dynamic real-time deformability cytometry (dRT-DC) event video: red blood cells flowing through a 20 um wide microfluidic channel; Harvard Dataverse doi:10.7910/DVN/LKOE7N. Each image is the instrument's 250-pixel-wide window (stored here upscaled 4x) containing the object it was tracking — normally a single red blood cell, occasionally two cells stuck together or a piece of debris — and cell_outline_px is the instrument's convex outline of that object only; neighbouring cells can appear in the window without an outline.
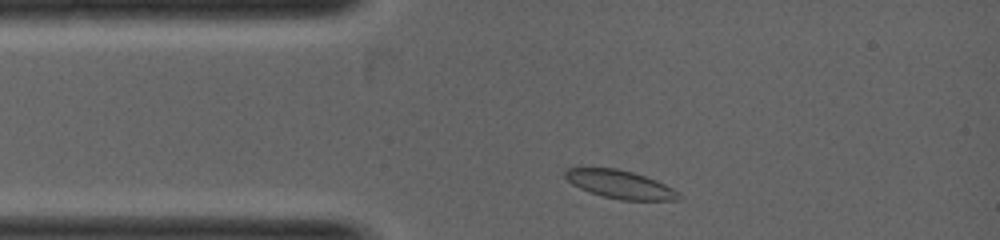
{"species": "common noctule bat (a hibernating species)", "species_latin": "Nyctalus noctula", "temperature_condition": "warm", "stored_images_in_passage": 4, "camera_frame_rate_fps": 5000, "um_per_image_px": 0.085, "animal": {"sex": "female", "body_mass_g": 19.0, "forearm_length_mm": 53.3}, "frame": {"image": 1, "passage_image": 1, "time_ms": 0.0, "image_size_px": [1000, 240], "cell_outline_px": [[684, 196], [680, 200], [620, 200], [588, 192], [572, 184], [564, 176], [564, 168], [580, 164], [616, 168], [632, 172], [656, 180], [672, 188]], "centroid_in_image_um": [52.6, 15.62], "position_along_channel_um": 32.4, "area_um2": 19.42}}
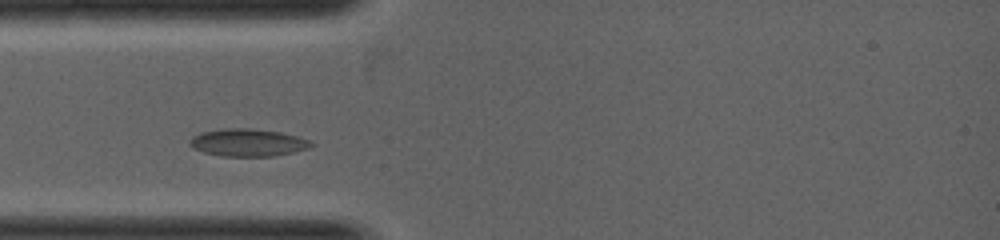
{"frame": {"image": 2, "passage_image": 3, "time_ms": 0.6, "image_size_px": [1000, 240], "cell_outline_px": [[316, 144], [312, 148], [276, 156], [220, 156], [204, 152], [192, 148], [188, 144], [188, 140], [192, 136], [200, 132], [224, 128], [248, 128], [280, 132], [296, 136], [308, 140]], "centroid_in_image_um": [21.05, 12.12], "position_along_channel_um": 63.9, "area_um2": 19.71}}
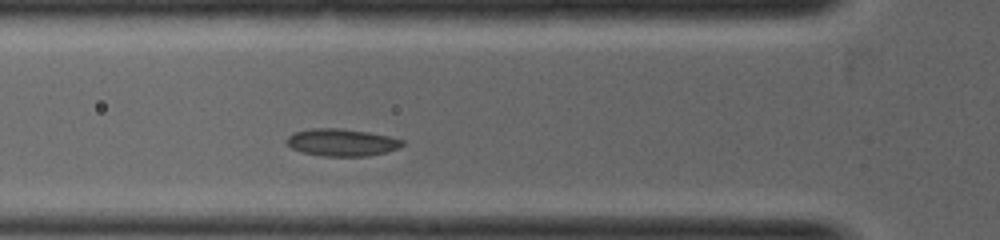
{"frame": {"image": 3, "passage_image": 4, "time_ms": 1.0, "image_size_px": [1000, 240], "cell_outline_px": [[404, 144], [400, 148], [368, 156], [324, 156], [304, 152], [292, 148], [284, 140], [292, 132], [312, 128], [340, 128], [368, 132], [388, 136], [404, 140]], "centroid_in_image_um": [29.04, 12.09], "position_along_channel_um": 96.8, "area_um2": 18.38}}